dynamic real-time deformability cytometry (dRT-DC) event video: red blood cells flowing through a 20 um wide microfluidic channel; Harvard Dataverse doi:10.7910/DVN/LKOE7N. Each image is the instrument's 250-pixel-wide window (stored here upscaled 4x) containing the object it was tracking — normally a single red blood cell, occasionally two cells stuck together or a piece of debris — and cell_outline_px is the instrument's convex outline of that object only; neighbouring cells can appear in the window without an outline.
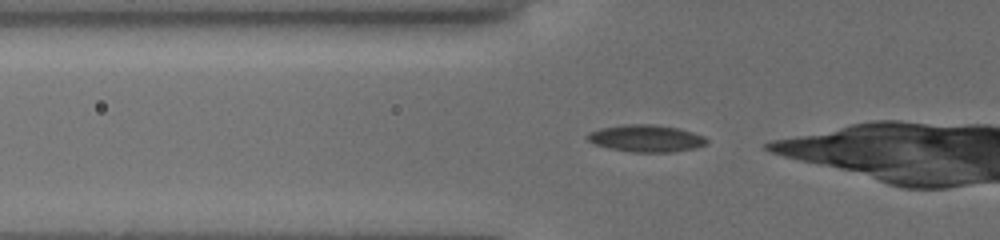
{"species": "common noctule bat (a hibernating species)", "species_latin": "Nyctalus noctula", "temperature_condition": "cold", "stored_images_in_passage": 23, "camera_frame_rate_fps": 3000, "um_per_image_px": 0.085, "animal": {"sex": "female", "body_mass_g": 19.5, "forearm_length_mm": 54.1}, "frame": {"image": 1, "passage_image": 2, "time_ms": 0.333, "image_size_px": [1000, 240], "cell_outline_px": [[708, 144], [696, 148], [672, 152], [632, 152], [608, 148], [596, 144], [588, 140], [584, 136], [588, 132], [600, 128], [624, 124], [652, 124], [680, 128], [704, 136], [708, 140]], "centroid_in_image_um": [54.92, 11.76], "position_along_channel_um": 70.9, "area_um2": 19.02}}
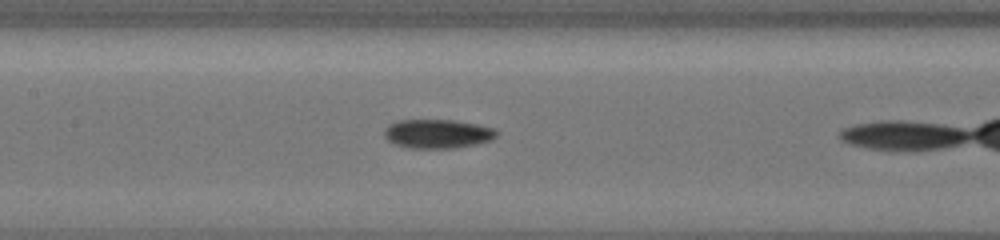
{"frame": {"image": 2, "passage_image": 10, "time_ms": 3.0, "image_size_px": [1000, 240], "cell_outline_px": [[496, 136], [492, 140], [476, 144], [456, 148], [412, 148], [396, 144], [388, 140], [384, 136], [384, 132], [388, 124], [400, 120], [456, 120], [496, 128]], "centroid_in_image_um": [37.21, 11.37], "position_along_channel_um": 170.2, "area_um2": 18.96}}
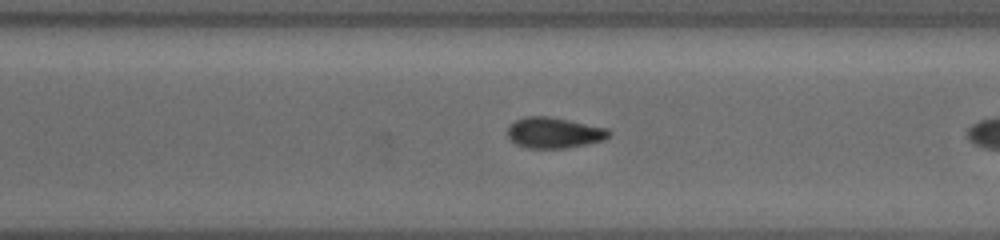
{"frame": {"image": 3, "passage_image": 22, "time_ms": 7.0, "image_size_px": [1000, 240], "cell_outline_px": [[612, 132], [608, 136], [600, 140], [584, 144], [564, 148], [528, 148], [516, 144], [508, 136], [508, 128], [516, 120], [524, 116], [548, 116], [608, 128]], "centroid_in_image_um": [47.08, 11.27], "position_along_channel_um": 323.5, "area_um2": 17.86}}